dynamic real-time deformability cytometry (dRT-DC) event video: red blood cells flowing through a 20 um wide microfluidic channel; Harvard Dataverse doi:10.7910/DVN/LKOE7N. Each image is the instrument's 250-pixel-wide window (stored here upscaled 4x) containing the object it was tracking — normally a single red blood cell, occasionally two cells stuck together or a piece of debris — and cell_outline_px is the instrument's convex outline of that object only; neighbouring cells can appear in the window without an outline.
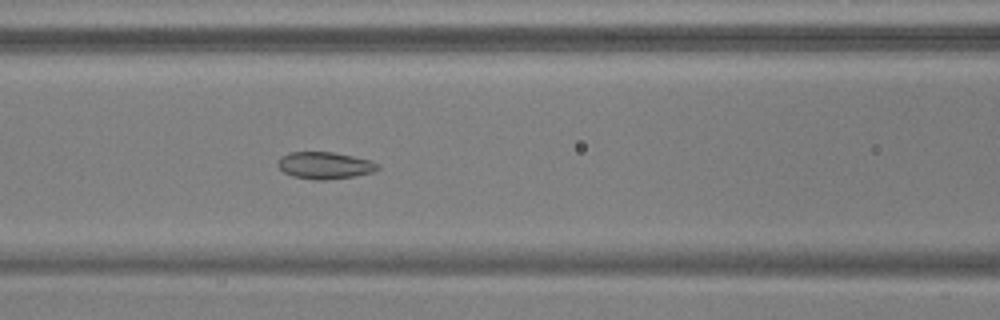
{"species": "common noctule bat (a hibernating species)", "species_latin": "Nyctalus noctula", "temperature_condition": "warm", "stored_images_in_passage": 47, "camera_frame_rate_fps": 3000, "um_per_image_px": 0.085, "animal": {"sex": "male", "body_mass_g": 17.9, "forearm_length_mm": 54.2}, "frame": {"image": 1, "passage_image": 17, "time_ms": 5.333, "image_size_px": [1000, 320], "cell_outline_px": [[380, 168], [372, 172], [352, 176], [324, 180], [312, 180], [292, 176], [284, 172], [276, 164], [280, 156], [288, 152], [332, 152], [352, 156], [368, 160], [380, 164]], "centroid_in_image_um": [27.56, 14.06], "position_along_channel_um": 139.0, "area_um2": 15.66}}
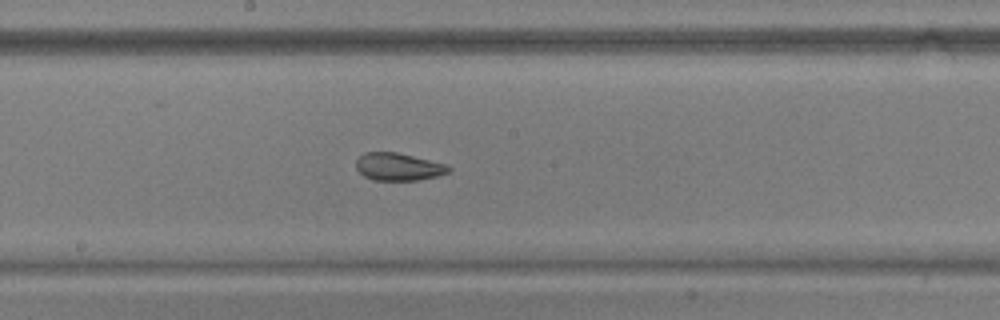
{"frame": {"image": 2, "passage_image": 23, "time_ms": 7.333, "image_size_px": [1000, 320], "cell_outline_px": [[452, 168], [448, 172], [436, 176], [420, 180], [372, 180], [364, 176], [356, 168], [356, 160], [364, 152], [396, 152], [448, 164]], "centroid_in_image_um": [33.87, 14.17], "position_along_channel_um": 214.3, "area_um2": 14.91}}
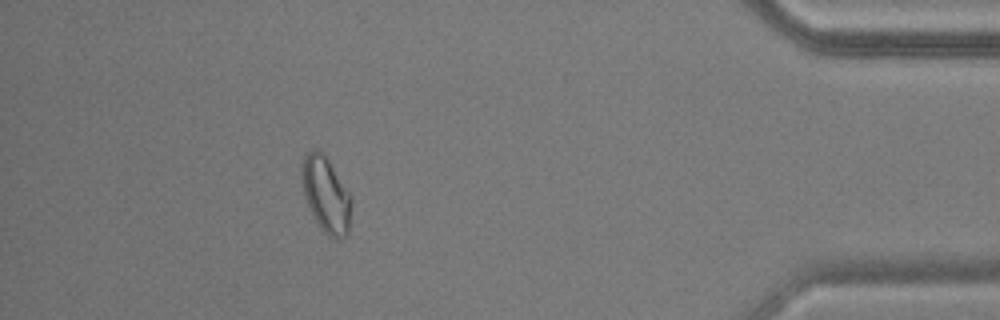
{"frame": {"image": 3, "passage_image": 42, "time_ms": 13.667, "image_size_px": [1000, 320], "cell_outline_px": [[352, 200], [348, 232], [344, 236], [336, 240], [328, 236], [324, 232], [316, 220], [304, 196], [300, 172], [300, 168], [304, 156], [312, 148], [316, 148], [328, 160], [352, 196]], "centroid_in_image_um": [27.7, 16.53], "position_along_channel_um": 407.5, "area_um2": 21.73}, "authors_computed_cell_mechanics": {"area_um2": 17.5712, "velocity_mm_per_s": 3.768, "shape_relaxation_time_tau1_ms": 7.677, "shape_relaxation_time_tau2_ms": 1.4699, "deformation_change_tau1": 0.1309, "deformation_change_tau2": 0.0785}}